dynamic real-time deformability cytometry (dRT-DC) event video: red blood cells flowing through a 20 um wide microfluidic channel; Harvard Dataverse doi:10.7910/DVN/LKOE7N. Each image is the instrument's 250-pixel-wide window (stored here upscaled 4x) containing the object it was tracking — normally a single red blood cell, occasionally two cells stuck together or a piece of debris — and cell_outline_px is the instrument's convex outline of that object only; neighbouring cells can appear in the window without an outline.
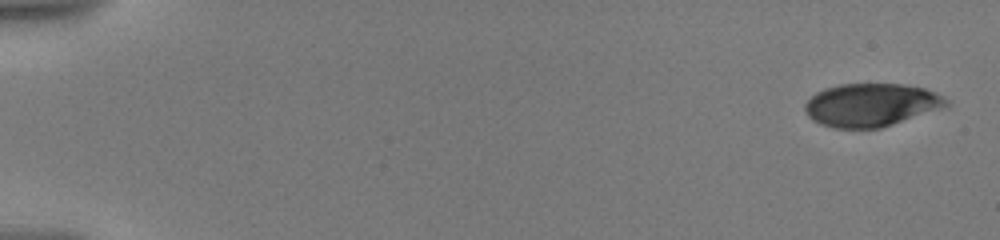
{"species": "human", "species_latin": "Homo sapiens", "temperature_condition": "warm", "stored_images_in_passage": 7, "camera_frame_rate_fps": 3000, "um_per_image_px": 0.085, "donor": {"sex": "male"}, "frame": {"image": 1, "passage_image": 1, "time_ms": 0.0, "image_size_px": [1000, 240], "cell_outline_px": [[948, 108], [880, 128], [832, 128], [820, 124], [812, 120], [808, 116], [804, 108], [804, 104], [816, 92], [824, 88], [840, 84], [904, 84], [924, 88], [936, 92], [944, 96], [948, 100]], "centroid_in_image_um": [74.09, 8.92], "position_along_channel_um": 10.9, "area_um2": 36.01}}
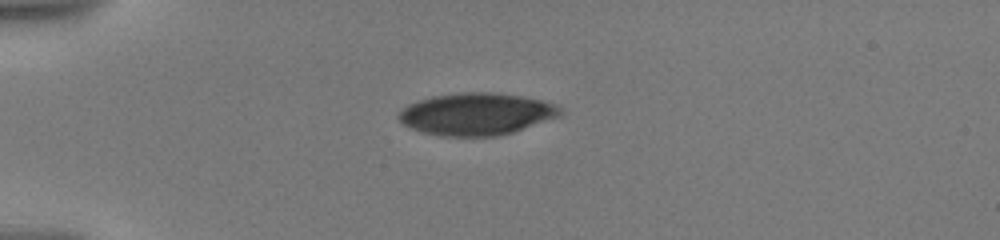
{"frame": {"image": 2, "passage_image": 6, "time_ms": 4.667, "image_size_px": [1000, 240], "cell_outline_px": [[564, 112], [560, 116], [512, 132], [496, 136], [440, 136], [420, 132], [404, 124], [396, 116], [408, 104], [432, 96], [460, 92], [496, 92], [520, 96], [540, 100], [556, 104]], "centroid_in_image_um": [40.49, 9.69], "position_along_channel_um": 44.5, "area_um2": 39.59}}